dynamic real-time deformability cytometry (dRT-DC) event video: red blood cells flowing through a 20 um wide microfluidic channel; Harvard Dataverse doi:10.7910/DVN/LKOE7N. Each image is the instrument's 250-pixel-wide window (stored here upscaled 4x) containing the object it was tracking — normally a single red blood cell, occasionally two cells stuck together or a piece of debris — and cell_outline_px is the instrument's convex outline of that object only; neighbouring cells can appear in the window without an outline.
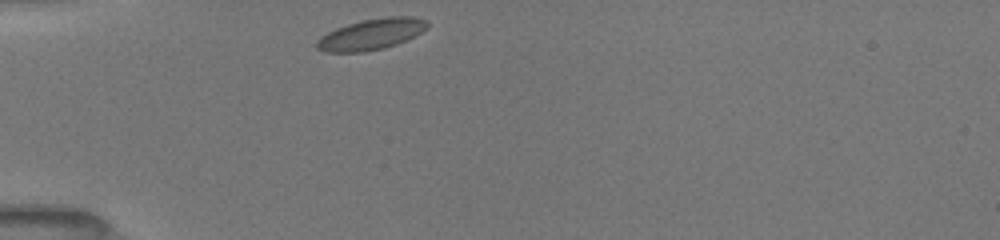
{"species": "common noctule bat (a hibernating species)", "species_latin": "Nyctalus noctula", "temperature_condition": "room temperature", "stored_images_in_passage": 12, "camera_frame_rate_fps": 3000, "um_per_image_px": 0.085, "animal": {"sex": "female", "body_mass_g": 19.5, "forearm_length_mm": 54.1}, "frame": {"image": 1, "passage_image": 1, "time_ms": 0.0, "image_size_px": [1000, 240], "cell_outline_px": [[428, 28], [396, 44], [384, 48], [364, 52], [324, 52], [316, 48], [316, 40], [320, 36], [336, 28], [360, 20], [384, 16], [412, 16], [428, 20]], "centroid_in_image_um": [31.53, 2.9], "position_along_channel_um": 53.5, "area_um2": 20.06}}
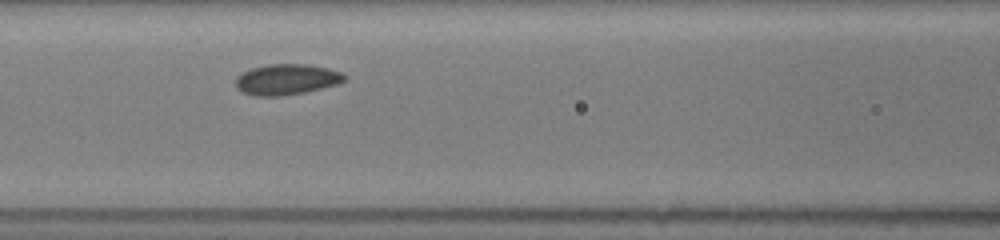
{"frame": {"image": 2, "passage_image": 9, "time_ms": 2.667, "image_size_px": [1000, 240], "cell_outline_px": [[344, 80], [336, 84], [304, 92], [280, 96], [252, 96], [240, 92], [236, 88], [236, 76], [252, 68], [268, 64], [308, 64], [328, 68], [340, 72], [344, 76]], "centroid_in_image_um": [24.29, 6.75], "position_along_channel_um": 142.3, "area_um2": 19.36}}
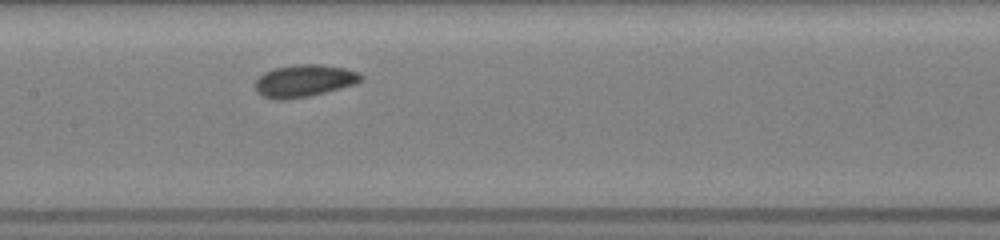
{"frame": {"image": 3, "passage_image": 12, "time_ms": 3.667, "image_size_px": [1000, 240], "cell_outline_px": [[364, 80], [356, 84], [308, 96], [284, 100], [280, 100], [264, 96], [256, 92], [256, 80], [264, 72], [276, 68], [296, 64], [320, 64], [344, 68], [360, 72], [364, 76]], "centroid_in_image_um": [25.9, 6.86], "position_along_channel_um": 181.5, "area_um2": 19.83}}